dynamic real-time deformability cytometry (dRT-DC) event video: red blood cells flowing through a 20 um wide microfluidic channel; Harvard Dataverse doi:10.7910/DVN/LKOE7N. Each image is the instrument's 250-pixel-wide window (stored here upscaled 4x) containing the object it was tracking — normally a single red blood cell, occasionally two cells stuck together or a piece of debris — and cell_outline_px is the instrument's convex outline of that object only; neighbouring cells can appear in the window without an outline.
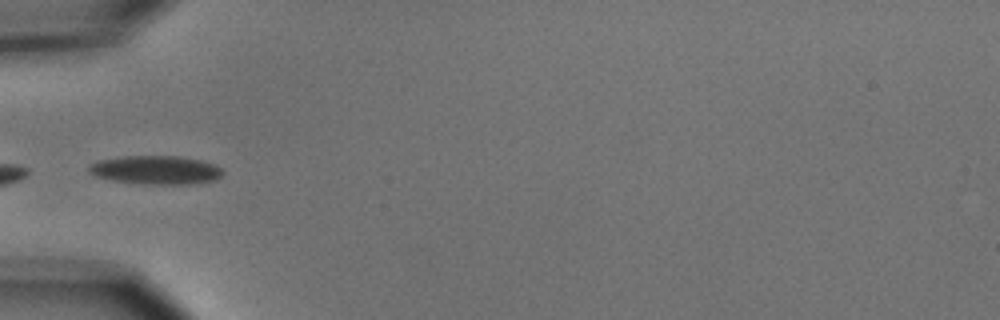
{"species": "common noctule bat (a hibernating species)", "species_latin": "Nyctalus noctula", "temperature_condition": "cold", "stored_images_in_passage": 5, "camera_frame_rate_fps": 3000, "um_per_image_px": 0.085, "animal": {"sex": "male", "body_mass_g": 15.6}, "frame": {"image": 1, "passage_image": 5, "time_ms": 4.667, "image_size_px": [1000, 320], "cell_outline_px": [[224, 176], [216, 180], [192, 184], [144, 184], [112, 180], [96, 176], [88, 172], [88, 168], [92, 164], [100, 160], [120, 156], [180, 156], [200, 160], [216, 164], [224, 172]], "centroid_in_image_um": [13.3, 14.45], "position_along_channel_um": 71.7, "area_um2": 22.48}}